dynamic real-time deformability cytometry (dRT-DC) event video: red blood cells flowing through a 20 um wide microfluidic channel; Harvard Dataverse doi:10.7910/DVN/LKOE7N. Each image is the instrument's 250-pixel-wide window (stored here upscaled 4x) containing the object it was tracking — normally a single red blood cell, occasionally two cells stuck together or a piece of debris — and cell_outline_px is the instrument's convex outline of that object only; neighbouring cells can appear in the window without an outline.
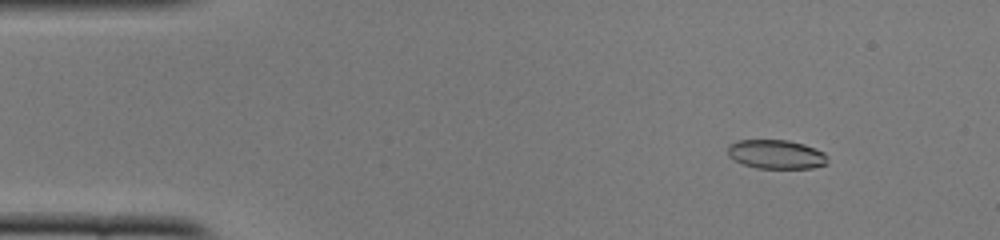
{"species": "common noctule bat (a hibernating species)", "species_latin": "Nyctalus noctula", "temperature_condition": "cold", "stored_images_in_passage": 51, "camera_frame_rate_fps": 3000, "um_per_image_px": 0.085, "animal": {"sex": "female", "body_mass_g": 22.0, "forearm_length_mm": 56.7}, "frame": {"image": 1, "passage_image": 6, "time_ms": 1.667, "image_size_px": [1000, 240], "cell_outline_px": [[828, 164], [812, 168], [756, 168], [744, 164], [728, 156], [728, 144], [736, 140], [788, 140], [804, 144], [824, 152], [828, 160]], "centroid_in_image_um": [65.98, 13.11], "position_along_channel_um": 19.0, "area_um2": 16.94}}
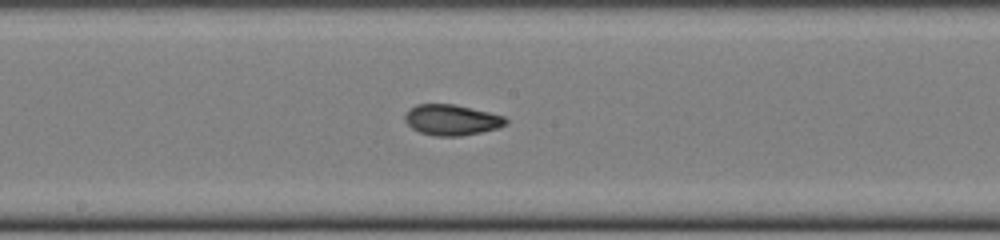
{"frame": {"image": 2, "passage_image": 27, "time_ms": 8.667, "image_size_px": [1000, 240], "cell_outline_px": [[508, 124], [500, 128], [460, 136], [436, 136], [420, 132], [412, 128], [404, 120], [404, 116], [416, 104], [456, 104], [504, 116], [508, 120]], "centroid_in_image_um": [38.43, 10.19], "position_along_channel_um": 209.8, "area_um2": 18.03}}
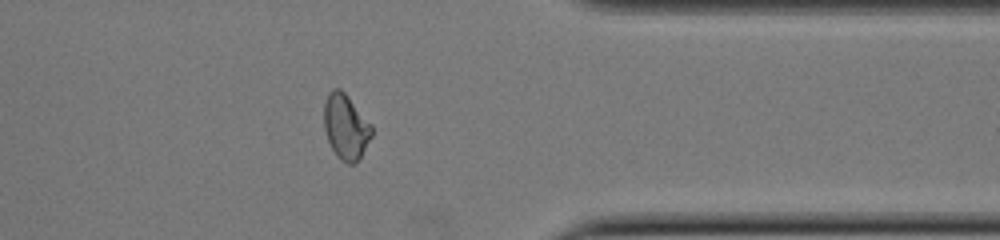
{"frame": {"image": 3, "passage_image": 41, "time_ms": 13.333, "image_size_px": [1000, 240], "cell_outline_px": [[372, 136], [356, 164], [348, 164], [340, 160], [332, 148], [328, 140], [324, 128], [324, 104], [328, 92], [332, 88], [340, 88], [348, 96], [372, 124]], "centroid_in_image_um": [29.39, 10.76], "position_along_channel_um": 382.0, "area_um2": 18.21}, "authors_computed_cell_mechanics": {"area_um2": 17.8024, "velocity_mm_per_s": 3.9303, "shape_relaxation_time_tau1_ms": 3.9168, "shape_relaxation_time_tau2_ms": 1.5133, "deformation_change_tau1": 0.1535, "deformation_change_tau2": 0.0654}}